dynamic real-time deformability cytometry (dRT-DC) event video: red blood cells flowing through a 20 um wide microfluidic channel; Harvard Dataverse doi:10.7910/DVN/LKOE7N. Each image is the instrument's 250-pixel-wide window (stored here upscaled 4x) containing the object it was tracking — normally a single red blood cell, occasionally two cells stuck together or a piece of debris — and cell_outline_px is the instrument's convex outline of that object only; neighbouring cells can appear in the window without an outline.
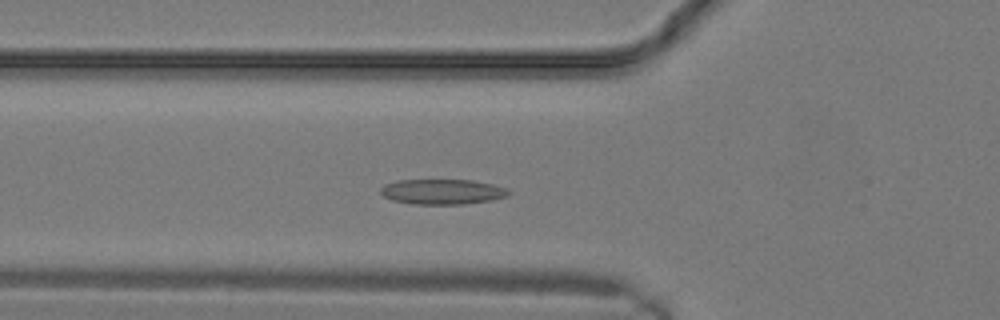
{"species": "common noctule bat (a hibernating species)", "species_latin": "Nyctalus noctula", "temperature_condition": "warm", "stored_images_in_passage": 12, "camera_frame_rate_fps": 3000, "um_per_image_px": 0.085, "animal": {"sex": "male", "body_mass_g": 19.2, "forearm_length_mm": 51.8}, "frame": {"image": 1, "passage_image": 7, "time_ms": 2.0, "image_size_px": [1000, 320], "cell_outline_px": [[512, 192], [508, 196], [492, 200], [464, 204], [412, 204], [392, 200], [384, 196], [380, 192], [380, 188], [384, 184], [396, 180], [472, 180], [492, 184], [508, 188]], "centroid_in_image_um": [37.62, 16.29], "position_along_channel_um": 88.2, "area_um2": 18.96}}
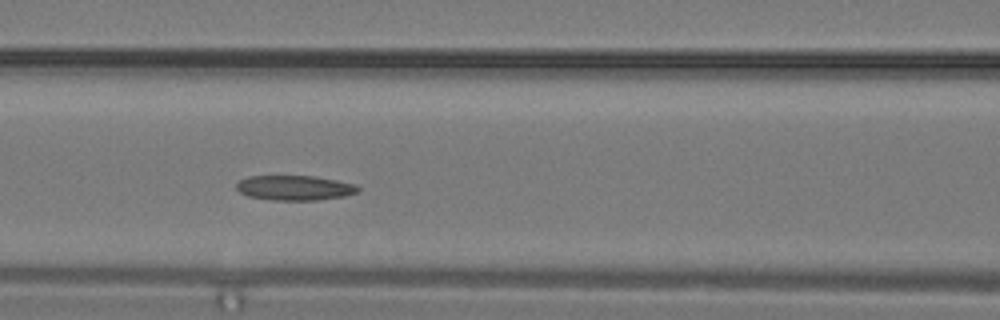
{"frame": {"image": 2, "passage_image": 9, "time_ms": 2.667, "image_size_px": [1000, 320], "cell_outline_px": [[360, 192], [344, 196], [316, 200], [272, 200], [248, 196], [240, 192], [236, 188], [236, 184], [240, 180], [248, 176], [312, 176], [336, 180], [356, 184], [360, 188]], "centroid_in_image_um": [25.06, 15.97], "position_along_channel_um": 141.5, "area_um2": 17.63}}
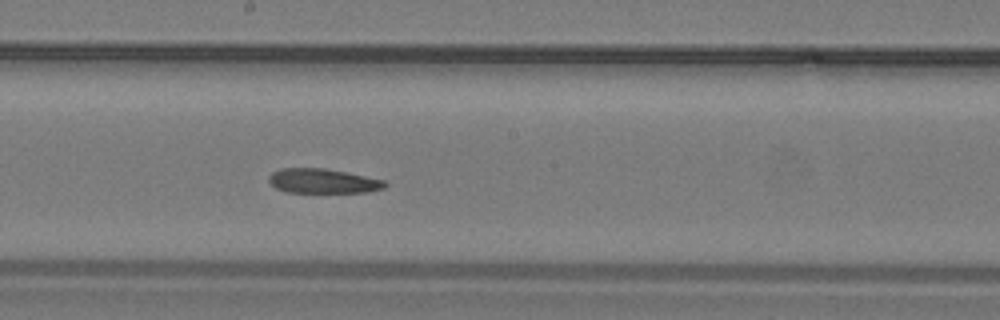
{"frame": {"image": 3, "passage_image": 12, "time_ms": 3.667, "image_size_px": [1000, 320], "cell_outline_px": [[388, 184], [384, 188], [368, 192], [288, 192], [276, 188], [268, 180], [268, 176], [272, 172], [280, 168], [324, 168], [384, 180]], "centroid_in_image_um": [27.43, 15.38], "position_along_channel_um": 220.8, "area_um2": 16.47}}